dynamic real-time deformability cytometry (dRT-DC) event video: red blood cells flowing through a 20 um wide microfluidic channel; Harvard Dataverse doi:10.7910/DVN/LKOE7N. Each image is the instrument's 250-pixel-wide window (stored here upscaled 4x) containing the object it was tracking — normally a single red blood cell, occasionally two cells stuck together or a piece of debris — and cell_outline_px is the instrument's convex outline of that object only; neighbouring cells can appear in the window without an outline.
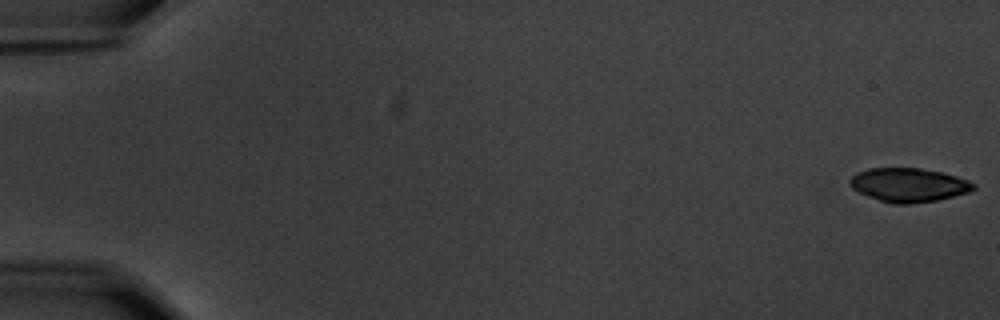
{"species": "common noctule bat (a hibernating species)", "species_latin": "Nyctalus noctula", "temperature_condition": "warm", "stored_images_in_passage": 57, "camera_frame_rate_fps": 3000, "um_per_image_px": 0.085, "animal": {"sex": "male", "body_mass_g": 20.1, "forearm_length_mm": 53.5}, "frame": {"image": 1, "passage_image": 1, "time_ms": 0.0, "image_size_px": [1000, 320], "cell_outline_px": [[976, 188], [968, 192], [936, 200], [912, 204], [892, 204], [868, 196], [852, 188], [848, 184], [848, 180], [856, 172], [868, 168], [920, 168], [940, 172], [956, 176], [968, 180], [976, 184]], "centroid_in_image_um": [77.21, 15.72], "position_along_channel_um": 7.8, "area_um2": 24.39}}
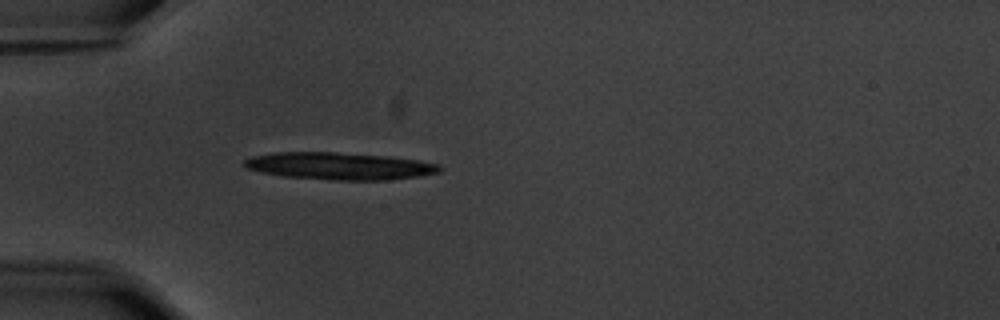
{"frame": {"image": 2, "passage_image": 18, "time_ms": 5.667, "image_size_px": [1000, 320], "cell_outline_px": [[444, 168], [440, 172], [416, 176], [388, 180], [332, 180], [284, 176], [260, 172], [248, 168], [244, 164], [244, 160], [252, 156], [276, 152], [336, 152], [388, 156], [420, 160], [440, 164]], "centroid_in_image_um": [28.9, 14.11], "position_along_channel_um": 56.1, "area_um2": 31.04}}